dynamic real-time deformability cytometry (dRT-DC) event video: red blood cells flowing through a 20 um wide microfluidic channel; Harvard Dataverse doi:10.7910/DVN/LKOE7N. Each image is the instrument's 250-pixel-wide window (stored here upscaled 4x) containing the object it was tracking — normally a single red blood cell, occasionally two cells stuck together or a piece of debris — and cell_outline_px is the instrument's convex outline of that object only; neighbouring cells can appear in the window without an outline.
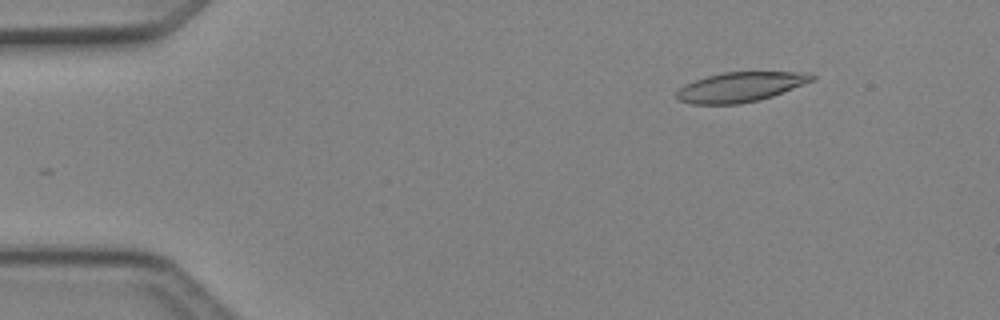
{"species": "Egyptian fruit bat (a non-hibernating species)", "species_latin": "Rousettus aegyptiacus", "temperature_condition": "cold", "stored_images_in_passage": 48, "camera_frame_rate_fps": 3000, "um_per_image_px": 0.085, "animal": {"sex": "female"}, "frame": {"image": 1, "passage_image": 6, "time_ms": 1.667, "image_size_px": [1000, 320], "cell_outline_px": [[816, 80], [772, 96], [740, 104], [692, 104], [680, 100], [676, 96], [676, 92], [684, 84], [708, 76], [724, 72], [804, 72], [816, 76]], "centroid_in_image_um": [62.95, 7.39], "position_along_channel_um": 22.0, "area_um2": 23.29}}
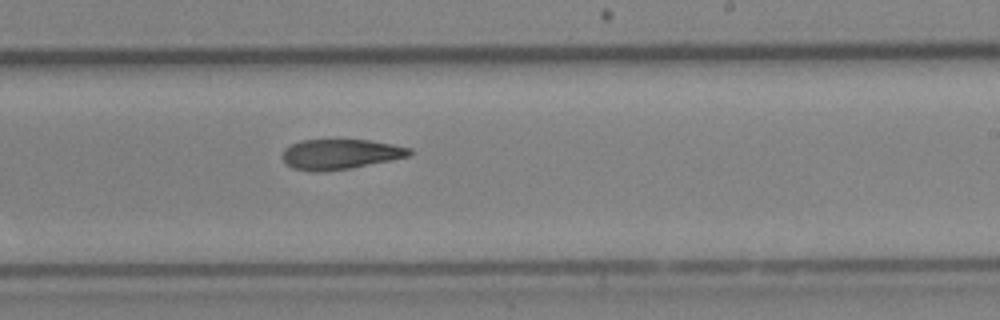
{"frame": {"image": 2, "passage_image": 29, "time_ms": 9.333, "image_size_px": [1000, 320], "cell_outline_px": [[416, 152], [408, 156], [392, 160], [348, 168], [316, 172], [312, 172], [292, 168], [284, 160], [284, 148], [300, 140], [368, 140], [392, 144], [412, 148]], "centroid_in_image_um": [28.96, 13.1], "position_along_channel_um": 260.0, "area_um2": 22.14}}
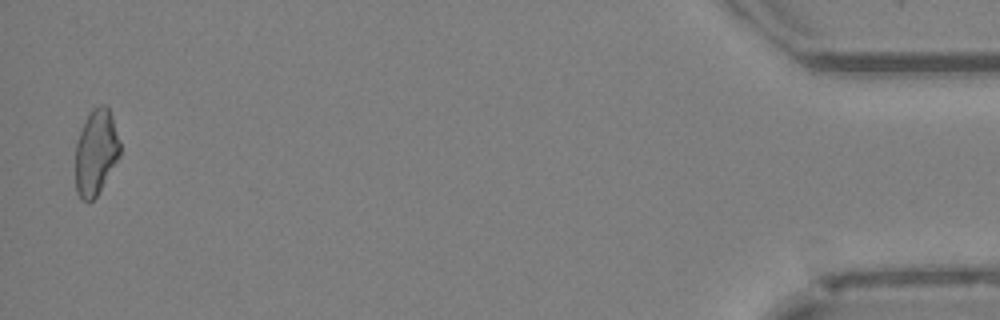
{"frame": {"image": 3, "passage_image": 47, "time_ms": 15.333, "image_size_px": [1000, 320], "cell_outline_px": [[120, 156], [96, 196], [88, 204], [80, 200], [76, 192], [76, 144], [80, 132], [92, 108], [100, 104], [104, 104], [108, 108], [112, 116], [120, 140]], "centroid_in_image_um": [8.16, 12.97], "position_along_channel_um": 427.0, "area_um2": 22.2}}